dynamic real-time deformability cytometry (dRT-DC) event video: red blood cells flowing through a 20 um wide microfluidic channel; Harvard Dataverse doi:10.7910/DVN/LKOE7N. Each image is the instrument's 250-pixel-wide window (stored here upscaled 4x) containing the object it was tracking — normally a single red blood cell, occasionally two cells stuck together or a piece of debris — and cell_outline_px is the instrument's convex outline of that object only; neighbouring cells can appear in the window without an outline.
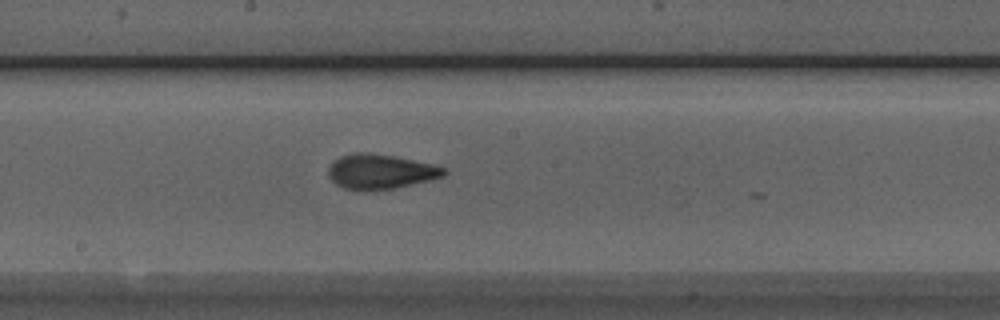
{"species": "Egyptian fruit bat (a non-hibernating species)", "species_latin": "Rousettus aegyptiacus", "temperature_condition": "room temperature", "stored_images_in_passage": 28, "camera_frame_rate_fps": 3000, "um_per_image_px": 0.085, "animal": {"sex": "male"}, "frame": {"image": 1, "passage_image": 27, "time_ms": 8.667, "image_size_px": [1000, 320], "cell_outline_px": [[448, 172], [444, 176], [432, 180], [392, 188], [364, 192], [344, 188], [336, 184], [328, 176], [328, 168], [340, 156], [352, 152], [372, 152], [436, 164], [444, 168]], "centroid_in_image_um": [32.35, 14.59], "position_along_channel_um": 215.9, "area_um2": 23.76}}